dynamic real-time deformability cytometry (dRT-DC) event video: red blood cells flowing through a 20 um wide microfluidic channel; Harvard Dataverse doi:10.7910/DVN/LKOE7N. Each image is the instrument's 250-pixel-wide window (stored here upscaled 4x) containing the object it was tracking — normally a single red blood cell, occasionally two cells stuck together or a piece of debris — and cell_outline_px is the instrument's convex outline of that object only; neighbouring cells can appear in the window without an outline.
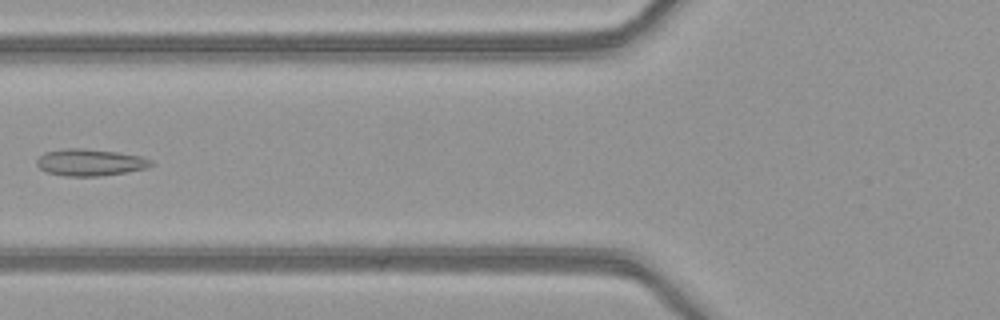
{"species": "common noctule bat (a hibernating species)", "species_latin": "Nyctalus noctula", "temperature_condition": "warm", "stored_images_in_passage": 6, "camera_frame_rate_fps": 3000, "um_per_image_px": 0.085, "animal": {"sex": "female", "body_mass_g": 21.9}, "frame": {"image": 1, "passage_image": 6, "time_ms": 1.667, "image_size_px": [1000, 320], "cell_outline_px": [[156, 164], [148, 168], [100, 176], [64, 176], [48, 172], [40, 168], [36, 164], [36, 160], [44, 152], [64, 148], [80, 148], [116, 152], [140, 156], [152, 160]], "centroid_in_image_um": [7.66, 13.8], "position_along_channel_um": 118.1, "area_um2": 17.86}}